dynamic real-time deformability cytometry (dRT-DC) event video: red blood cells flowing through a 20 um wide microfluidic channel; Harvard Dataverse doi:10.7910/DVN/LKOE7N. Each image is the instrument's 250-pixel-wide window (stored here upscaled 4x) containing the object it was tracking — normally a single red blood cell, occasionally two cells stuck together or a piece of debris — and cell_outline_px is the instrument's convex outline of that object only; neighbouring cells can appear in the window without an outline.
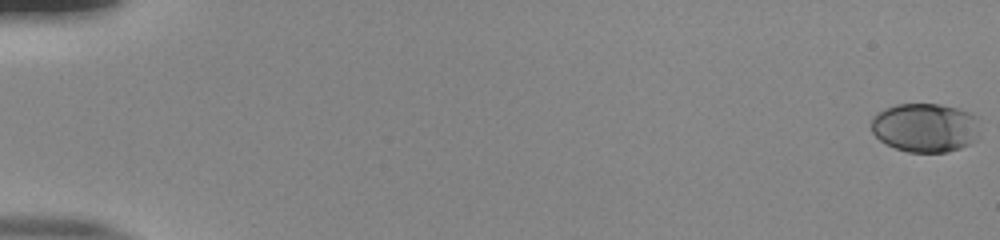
{"species": "human", "species_latin": "Homo sapiens", "temperature_condition": "room temperature", "stored_images_in_passage": 55, "camera_frame_rate_fps": 3000, "um_per_image_px": 0.085, "donor": {"sex": "male"}, "frame": {"image": 1, "passage_image": 1, "time_ms": 0.0, "image_size_px": [1000, 240], "cell_outline_px": [[980, 116], [976, 140], [972, 144], [948, 152], [908, 152], [896, 148], [880, 140], [872, 132], [872, 116], [876, 112], [884, 108], [896, 104], [940, 104], [960, 108]], "centroid_in_image_um": [78.68, 10.83], "position_along_channel_um": 6.3, "area_um2": 31.5}}
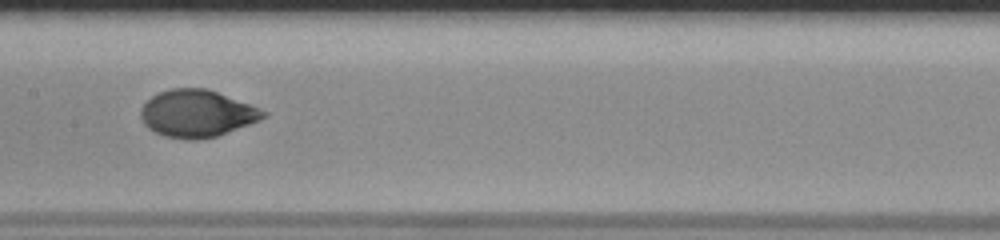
{"frame": {"image": 2, "passage_image": 30, "time_ms": 9.667, "image_size_px": [1000, 240], "cell_outline_px": [[268, 116], [260, 120], [216, 136], [196, 140], [188, 140], [164, 136], [148, 128], [144, 124], [140, 116], [140, 108], [152, 96], [160, 92], [172, 88], [208, 88], [268, 112]], "centroid_in_image_um": [16.72, 9.65], "position_along_channel_um": 190.7, "area_um2": 33.52}}
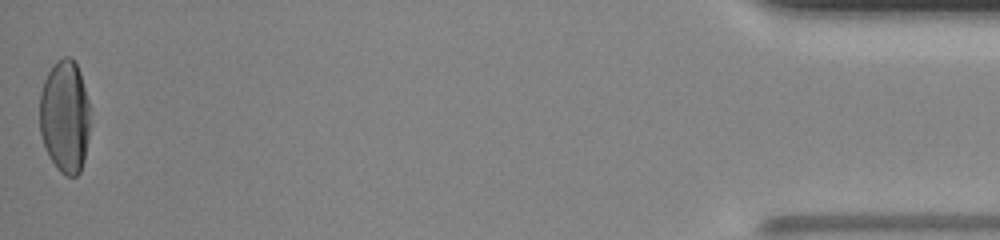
{"frame": {"image": 3, "passage_image": 55, "time_ms": 18.0, "image_size_px": [1000, 240], "cell_outline_px": [[88, 136], [84, 160], [80, 172], [76, 176], [68, 176], [60, 172], [56, 168], [44, 144], [40, 132], [40, 92], [44, 80], [52, 64], [56, 60], [64, 56], [68, 56], [76, 64], [80, 72], [88, 100]], "centroid_in_image_um": [5.5, 9.88], "position_along_channel_um": 429.7, "area_um2": 32.95}, "authors_computed_cell_mechanics": {"area_um2": 32.8304, "velocity_mm_per_s": 3.8765, "shape_relaxation_time_tau1_ms": 3.9738, "shape_relaxation_time_tau2_ms": null, "deformation_change_tau1": 0.1779, "deformation_change_tau2": null}}